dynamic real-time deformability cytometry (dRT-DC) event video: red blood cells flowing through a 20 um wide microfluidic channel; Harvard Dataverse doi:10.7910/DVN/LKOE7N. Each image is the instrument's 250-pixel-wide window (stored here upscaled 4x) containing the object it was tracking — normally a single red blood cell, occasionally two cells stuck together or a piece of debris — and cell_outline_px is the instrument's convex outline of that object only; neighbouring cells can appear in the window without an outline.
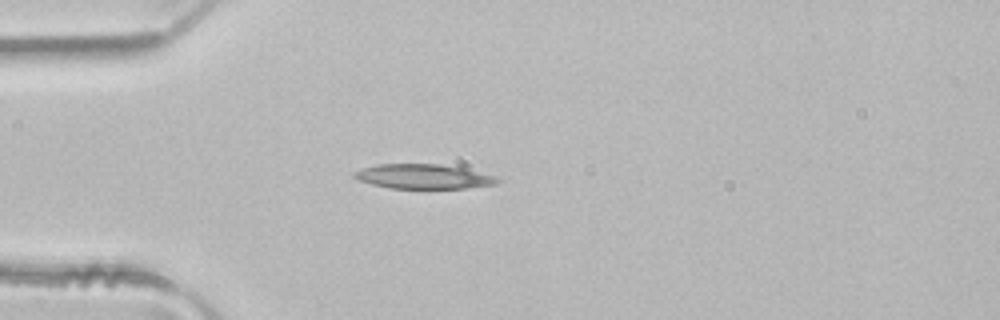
{"species": "common noctule bat (a hibernating species)", "species_latin": "Nyctalus noctula", "temperature_condition": "room temperature", "stored_images_in_passage": 1, "camera_frame_rate_fps": 3000, "um_per_image_px": 0.085, "animal": {"sex": "male", "body_mass_g": 21.5, "forearm_length_mm": 52.0}, "frame": {"image": 1, "passage_image": 1, "time_ms": 0.0, "image_size_px": [1000, 320], "cell_outline_px": [[500, 180], [496, 184], [464, 188], [388, 188], [356, 180], [352, 176], [352, 172], [360, 168], [376, 164], [440, 164], [460, 168], [492, 176]], "centroid_in_image_um": [35.84, 15.0], "position_along_channel_um": 49.2, "area_um2": 20.29}}